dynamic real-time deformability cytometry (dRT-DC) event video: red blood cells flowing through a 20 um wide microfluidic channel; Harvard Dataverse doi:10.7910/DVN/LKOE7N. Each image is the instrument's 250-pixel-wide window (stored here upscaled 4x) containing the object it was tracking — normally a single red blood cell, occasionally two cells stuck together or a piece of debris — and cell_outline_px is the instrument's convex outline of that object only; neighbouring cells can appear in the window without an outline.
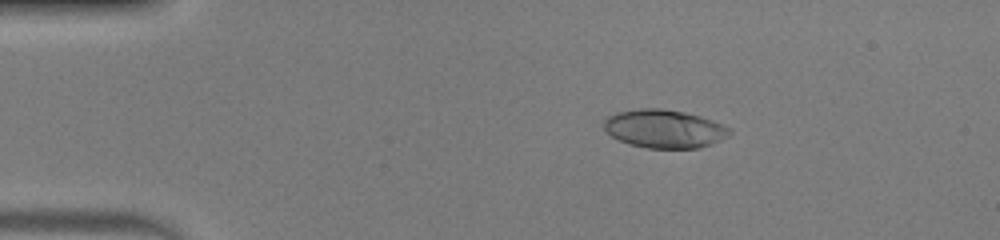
{"species": "human", "species_latin": "Homo sapiens", "temperature_condition": "warm", "stored_images_in_passage": 51, "camera_frame_rate_fps": 3000, "um_per_image_px": 0.085, "donor": {"sex": "male"}, "frame": {"image": 1, "passage_image": 10, "time_ms": 3.0, "image_size_px": [1000, 240], "cell_outline_px": [[732, 132], [728, 136], [712, 144], [700, 148], [648, 148], [632, 144], [620, 140], [612, 136], [604, 128], [604, 120], [608, 116], [616, 112], [640, 108], [660, 108], [684, 112], [700, 116], [712, 120], [728, 128]], "centroid_in_image_um": [56.46, 10.94], "position_along_channel_um": 28.5, "area_um2": 27.86}}
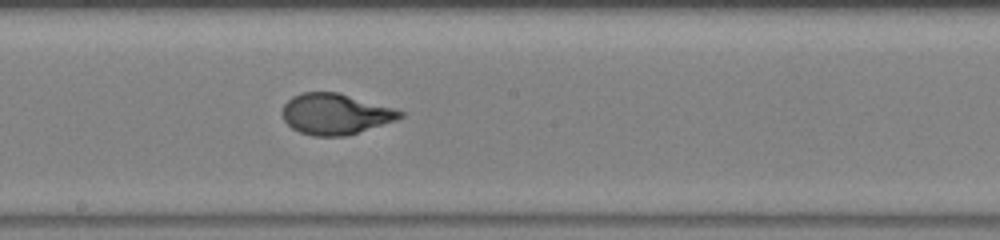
{"frame": {"image": 2, "passage_image": 29, "time_ms": 9.333, "image_size_px": [1000, 240], "cell_outline_px": [[404, 116], [396, 120], [344, 136], [312, 136], [300, 132], [292, 128], [284, 120], [280, 112], [284, 104], [292, 96], [300, 92], [340, 92], [392, 108], [404, 112]], "centroid_in_image_um": [28.45, 9.68], "position_along_channel_um": 219.7, "area_um2": 27.98}}
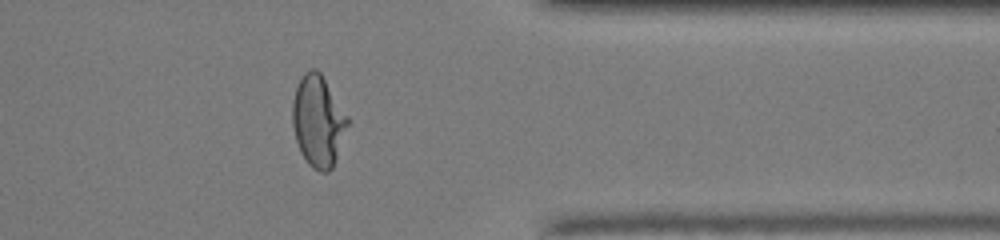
{"frame": {"image": 3, "passage_image": 42, "time_ms": 13.667, "image_size_px": [1000, 240], "cell_outline_px": [[348, 124], [332, 168], [328, 172], [320, 172], [312, 168], [308, 164], [300, 152], [296, 140], [292, 124], [292, 100], [300, 76], [308, 68], [316, 68], [320, 72], [348, 116]], "centroid_in_image_um": [27.01, 10.27], "position_along_channel_um": 384.4, "area_um2": 29.3}, "authors_computed_cell_mechanics": {"area_um2": 28.2642, "velocity_mm_per_s": 4.0769, "shape_relaxation_time_tau1_ms": 4.8024, "shape_relaxation_time_tau2_ms": null, "deformation_change_tau1": 0.2368, "deformation_change_tau2": null}}